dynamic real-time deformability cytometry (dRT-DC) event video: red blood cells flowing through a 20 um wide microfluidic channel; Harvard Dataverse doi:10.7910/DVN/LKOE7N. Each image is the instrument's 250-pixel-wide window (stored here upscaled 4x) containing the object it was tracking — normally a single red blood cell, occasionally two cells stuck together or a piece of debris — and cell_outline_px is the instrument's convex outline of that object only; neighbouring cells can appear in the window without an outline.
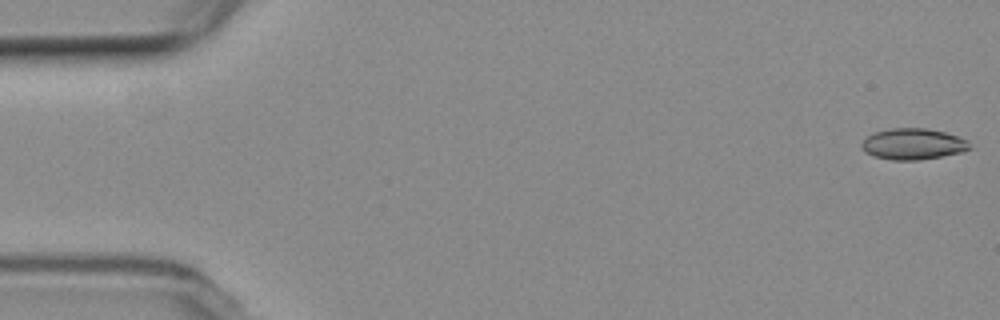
{"species": "common noctule bat (a hibernating species)", "species_latin": "Nyctalus noctula", "temperature_condition": "room temperature", "stored_images_in_passage": 6, "camera_frame_rate_fps": 3000, "um_per_image_px": 0.085, "animal": {"sex": "female", "body_mass_g": 19.3, "forearm_length_mm": 54.1}, "frame": {"image": 1, "passage_image": 1, "time_ms": 0.0, "image_size_px": [1000, 320], "cell_outline_px": [[972, 148], [960, 152], [920, 160], [892, 160], [872, 156], [864, 152], [860, 148], [860, 144], [864, 136], [872, 132], [892, 128], [928, 128], [944, 132], [968, 140]], "centroid_in_image_um": [77.53, 12.23], "position_along_channel_um": 7.5, "area_um2": 19.88}}
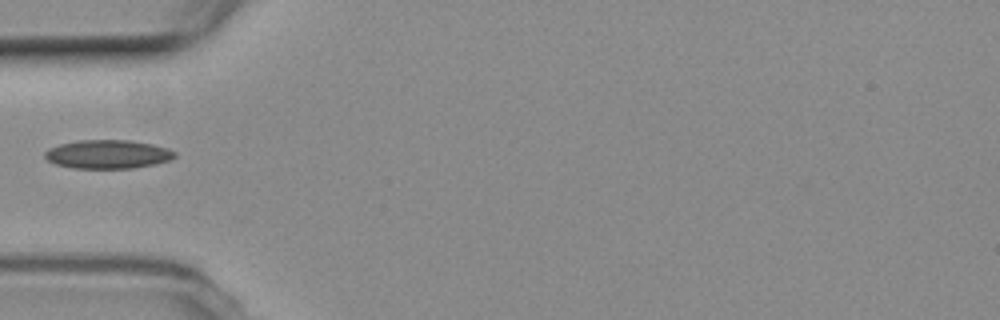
{"frame": {"image": 2, "passage_image": 5, "time_ms": 6.0, "image_size_px": [1000, 320], "cell_outline_px": [[176, 156], [168, 160], [156, 164], [132, 168], [72, 168], [56, 164], [48, 160], [44, 156], [44, 152], [48, 148], [60, 144], [76, 140], [128, 140], [152, 144], [168, 148], [176, 152]], "centroid_in_image_um": [9.15, 13.1], "position_along_channel_um": 75.9, "area_um2": 21.73}}